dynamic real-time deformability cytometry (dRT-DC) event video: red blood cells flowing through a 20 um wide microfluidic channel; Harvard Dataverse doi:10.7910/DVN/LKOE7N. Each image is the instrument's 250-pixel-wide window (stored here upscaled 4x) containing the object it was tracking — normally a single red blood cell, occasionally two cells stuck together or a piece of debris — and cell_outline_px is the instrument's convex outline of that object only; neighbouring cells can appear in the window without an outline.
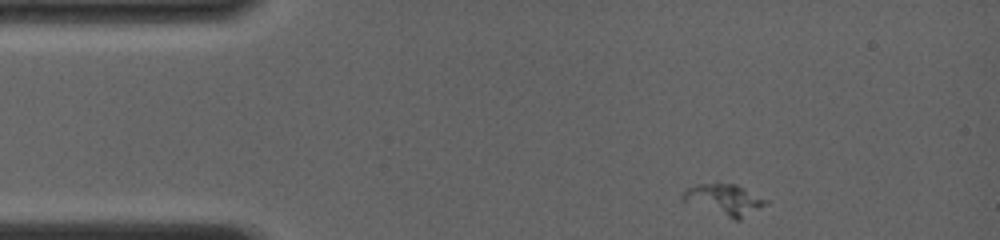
{"species": "common noctule bat (a hibernating species)", "species_latin": "Nyctalus noctula", "temperature_condition": "room temperature", "stored_images_in_passage": 20, "camera_frame_rate_fps": 4000, "um_per_image_px": 0.085, "animal": {"sex": "female", "body_mass_g": 19.0, "forearm_length_mm": 56.7}, "frame": {"image": 1, "passage_image": 1, "time_ms": 0.0, "image_size_px": [1000, 240], "cell_outline_px": [[768, 200], [764, 204], [740, 220], [736, 220], [680, 200], [680, 196], [688, 188], [696, 184], [736, 184]], "centroid_in_image_um": [61.52, 16.96], "position_along_channel_um": 23.5, "area_um2": 14.51}}
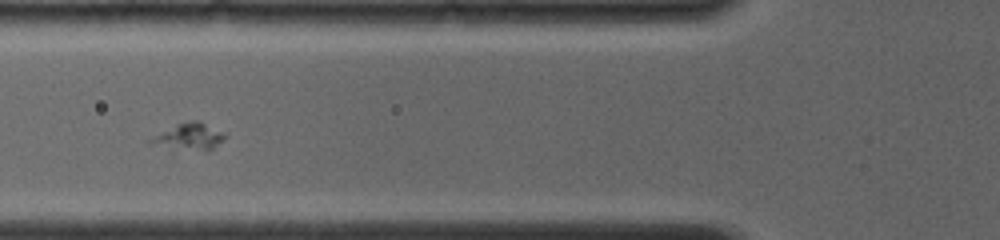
{"frame": {"image": 2, "passage_image": 9, "time_ms": 3.75, "image_size_px": [1000, 240], "cell_outline_px": [[228, 136], [208, 152], [148, 144], [148, 140], [176, 124], [192, 120], [196, 120], [224, 132]], "centroid_in_image_um": [16.13, 11.62], "position_along_channel_um": 109.7, "area_um2": 11.33}}
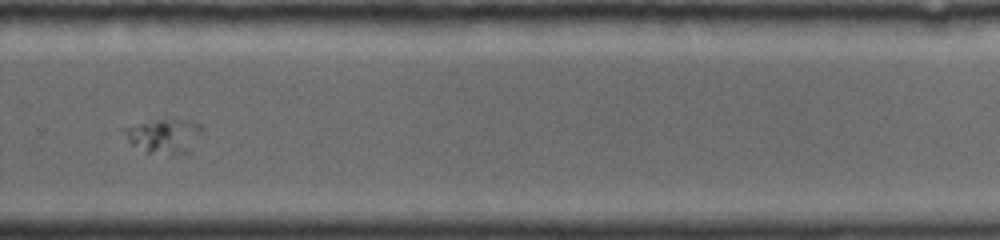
{"frame": {"image": 3, "passage_image": 20, "time_ms": 9.0, "image_size_px": [1000, 240], "cell_outline_px": [[204, 128], [200, 132], [172, 152], [144, 152], [132, 144], [128, 140], [120, 128], [156, 120], [188, 120], [200, 124]], "centroid_in_image_um": [13.73, 11.45], "position_along_channel_um": 316.1, "area_um2": 13.7}}